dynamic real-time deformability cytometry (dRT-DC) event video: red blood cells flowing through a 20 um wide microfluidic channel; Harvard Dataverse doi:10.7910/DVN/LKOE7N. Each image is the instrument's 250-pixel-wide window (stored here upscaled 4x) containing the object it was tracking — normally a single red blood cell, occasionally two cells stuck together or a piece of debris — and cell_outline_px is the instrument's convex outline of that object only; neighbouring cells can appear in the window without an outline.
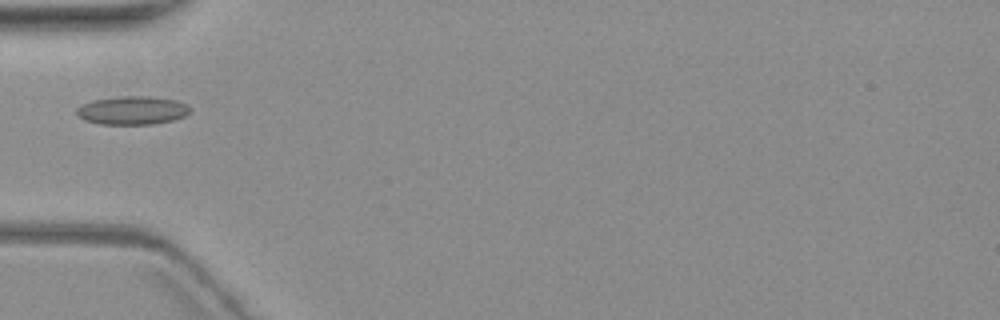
{"species": "common noctule bat (a hibernating species)", "species_latin": "Nyctalus noctula", "temperature_condition": "warm", "stored_images_in_passage": 3, "camera_frame_rate_fps": 3000, "um_per_image_px": 0.085, "animal": {"sex": "female", "body_mass_g": 19.3, "forearm_length_mm": 54.1}, "frame": {"image": 1, "passage_image": 3, "time_ms": 2.333, "image_size_px": [1000, 320], "cell_outline_px": [[192, 112], [184, 116], [172, 120], [152, 124], [100, 124], [84, 120], [76, 112], [76, 108], [92, 100], [120, 96], [148, 96], [176, 100], [188, 104], [192, 108]], "centroid_in_image_um": [11.29, 9.38], "position_along_channel_um": 73.7, "area_um2": 18.84}}